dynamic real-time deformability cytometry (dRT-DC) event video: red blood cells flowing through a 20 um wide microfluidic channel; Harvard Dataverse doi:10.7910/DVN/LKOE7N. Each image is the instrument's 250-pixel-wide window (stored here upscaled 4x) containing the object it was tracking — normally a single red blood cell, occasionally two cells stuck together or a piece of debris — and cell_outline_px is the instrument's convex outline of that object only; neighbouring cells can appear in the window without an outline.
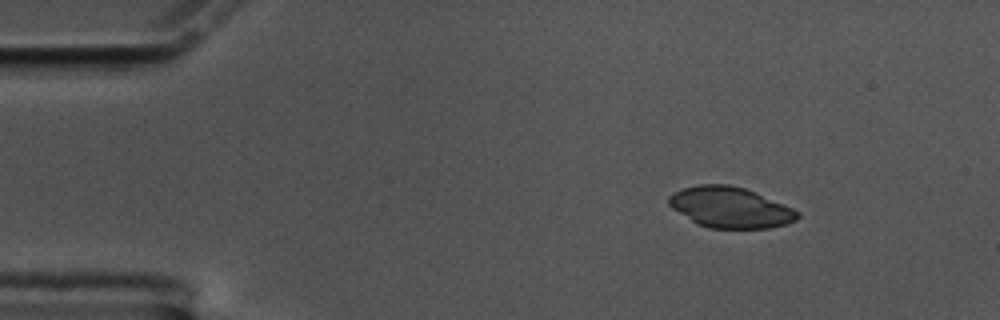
{"species": "common noctule bat (a hibernating species)", "species_latin": "Nyctalus noctula", "temperature_condition": "cold", "stored_images_in_passage": 49, "camera_frame_rate_fps": 3000, "um_per_image_px": 0.085, "animal": {"sex": "male", "body_mass_g": 17.5, "forearm_length_mm": 52.3}, "frame": {"image": 1, "passage_image": 1, "time_ms": 0.0, "image_size_px": [1000, 320], "cell_outline_px": [[800, 216], [796, 220], [788, 224], [768, 228], [708, 228], [696, 224], [672, 208], [668, 204], [668, 196], [672, 192], [684, 188], [700, 184], [728, 184], [744, 188], [756, 192], [784, 204], [800, 212]], "centroid_in_image_um": [62.07, 17.63], "position_along_channel_um": 22.9, "area_um2": 30.75}}